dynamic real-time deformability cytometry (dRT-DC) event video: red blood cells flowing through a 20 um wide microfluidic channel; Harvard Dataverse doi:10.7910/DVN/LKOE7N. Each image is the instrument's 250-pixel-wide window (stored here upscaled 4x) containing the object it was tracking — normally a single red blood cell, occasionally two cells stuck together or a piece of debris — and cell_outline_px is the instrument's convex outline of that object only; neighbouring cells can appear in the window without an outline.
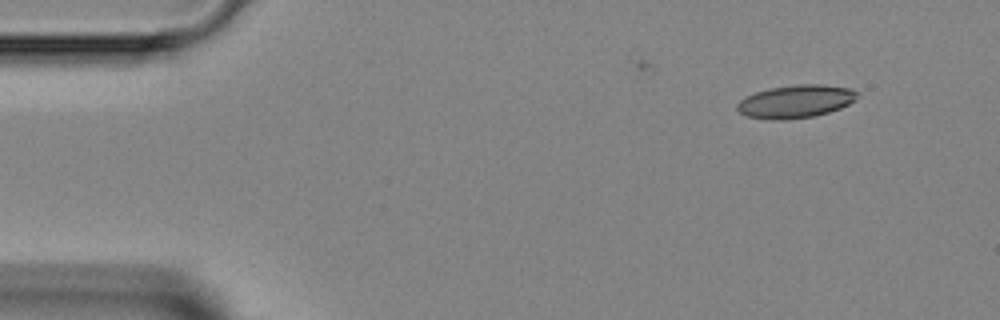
{"species": "Egyptian fruit bat (a non-hibernating species)", "species_latin": "Rousettus aegyptiacus", "temperature_condition": "room temperature", "stored_images_in_passage": 10, "camera_frame_rate_fps": 3000, "um_per_image_px": 0.085, "animal": {"sex": "female"}, "frame": {"image": 1, "passage_image": 1, "time_ms": 0.0, "image_size_px": [1000, 320], "cell_outline_px": [[860, 92], [856, 100], [840, 108], [828, 112], [812, 116], [780, 120], [772, 120], [748, 116], [740, 112], [736, 108], [736, 104], [740, 100], [756, 92], [772, 88], [796, 84], [820, 84], [852, 88]], "centroid_in_image_um": [67.68, 8.61], "position_along_channel_um": 17.3, "area_um2": 22.95}}
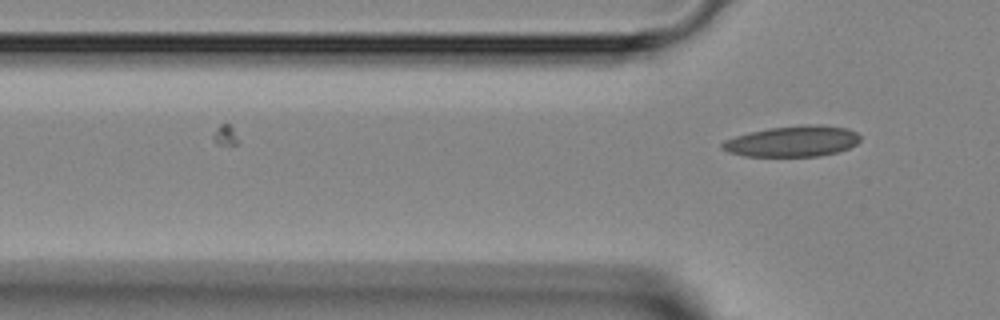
{"frame": {"image": 2, "passage_image": 10, "time_ms": 3.0, "image_size_px": [1000, 320], "cell_outline_px": [[860, 140], [856, 144], [848, 148], [836, 152], [820, 156], [744, 156], [728, 152], [720, 148], [720, 144], [724, 140], [748, 132], [768, 128], [804, 124], [820, 124], [848, 128], [856, 132], [860, 136]], "centroid_in_image_um": [67.35, 12.0], "position_along_channel_um": 58.4, "area_um2": 25.03}}